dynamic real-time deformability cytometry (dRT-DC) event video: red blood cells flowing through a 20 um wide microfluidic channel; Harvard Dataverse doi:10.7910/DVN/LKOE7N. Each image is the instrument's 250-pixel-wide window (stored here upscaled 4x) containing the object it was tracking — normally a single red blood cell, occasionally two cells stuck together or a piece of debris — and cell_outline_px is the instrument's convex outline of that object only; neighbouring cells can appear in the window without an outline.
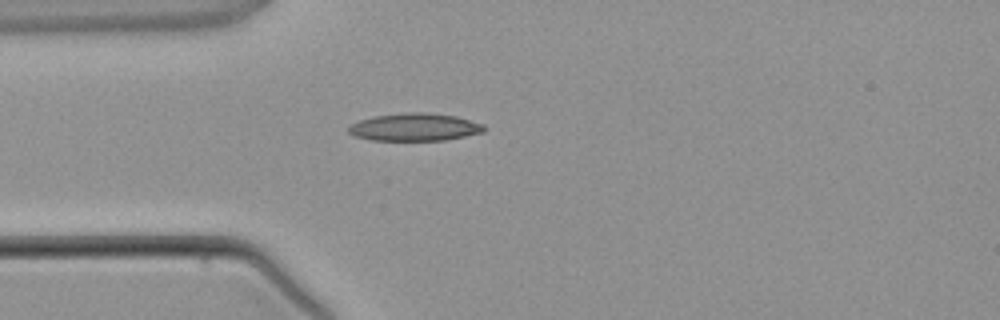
{"species": "common noctule bat (a hibernating species)", "species_latin": "Nyctalus noctula", "temperature_condition": "warm", "stored_images_in_passage": 4, "camera_frame_rate_fps": 3000, "um_per_image_px": 0.085, "animal": {"sex": "male", "body_mass_g": 21.5, "forearm_length_mm": 52.0}, "frame": {"image": 1, "passage_image": 4, "time_ms": 3.667, "image_size_px": [1000, 320], "cell_outline_px": [[488, 128], [484, 132], [444, 140], [372, 140], [356, 136], [348, 132], [348, 128], [352, 124], [360, 120], [372, 116], [408, 112], [424, 112], [456, 116], [484, 124]], "centroid_in_image_um": [35.28, 10.8], "position_along_channel_um": 49.7, "area_um2": 21.79}}